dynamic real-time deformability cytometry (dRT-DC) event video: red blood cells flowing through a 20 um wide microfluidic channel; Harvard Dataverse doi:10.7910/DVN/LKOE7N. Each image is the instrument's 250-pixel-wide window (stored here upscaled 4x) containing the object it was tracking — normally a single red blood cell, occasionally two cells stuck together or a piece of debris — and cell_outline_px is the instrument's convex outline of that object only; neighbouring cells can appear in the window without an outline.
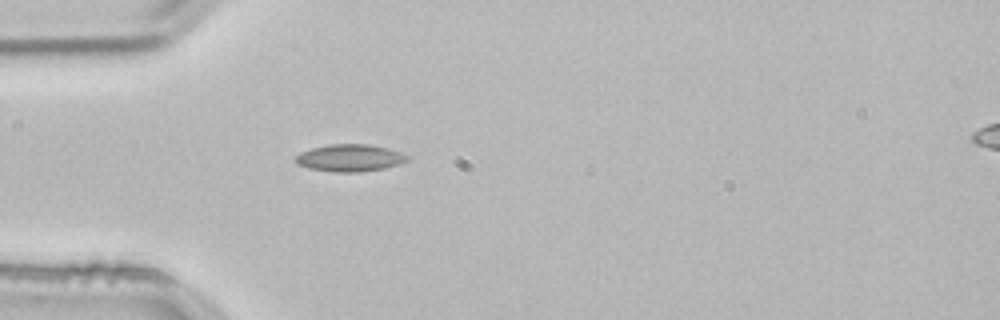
{"species": "common noctule bat (a hibernating species)", "species_latin": "Nyctalus noctula", "temperature_condition": "room temperature", "stored_images_in_passage": 39, "camera_frame_rate_fps": 3000, "um_per_image_px": 0.085, "animal": {"sex": "male", "body_mass_g": 21.5, "forearm_length_mm": 52.0}, "frame": {"image": 1, "passage_image": 1, "time_ms": 0.0, "image_size_px": [1000, 320], "cell_outline_px": [[408, 160], [384, 168], [360, 172], [336, 172], [308, 168], [296, 164], [296, 156], [300, 152], [312, 148], [328, 144], [368, 144], [388, 148], [400, 152], [408, 156]], "centroid_in_image_um": [29.7, 13.42], "position_along_channel_um": 55.3, "area_um2": 17.57}}
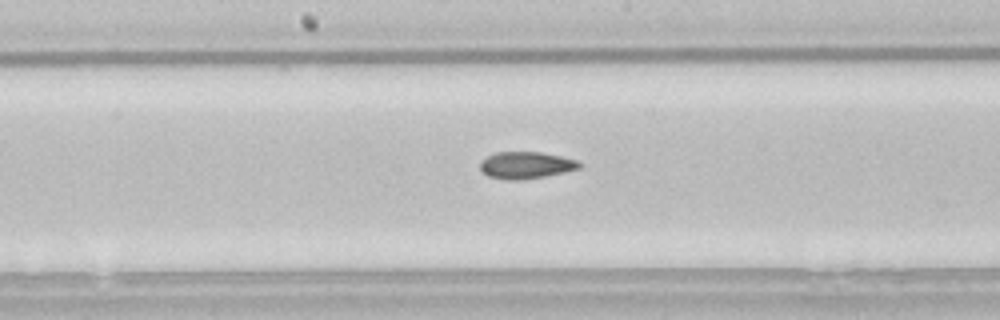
{"frame": {"image": 2, "passage_image": 13, "time_ms": 4.0, "image_size_px": [1000, 320], "cell_outline_px": [[584, 164], [580, 168], [564, 172], [544, 176], [520, 180], [512, 180], [488, 176], [480, 168], [480, 160], [496, 152], [540, 152], [560, 156], [576, 160]], "centroid_in_image_um": [44.72, 14.03], "position_along_channel_um": 203.5, "area_um2": 15.43}}
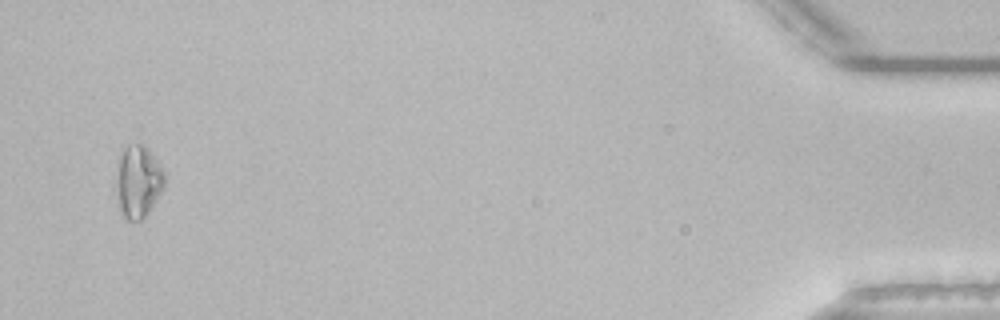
{"frame": {"image": 3, "passage_image": 37, "time_ms": 12.0, "image_size_px": [1000, 320], "cell_outline_px": [[164, 184], [156, 200], [148, 212], [140, 220], [124, 220], [120, 208], [116, 184], [120, 148], [128, 144], [144, 144], [148, 148], [164, 172]], "centroid_in_image_um": [11.72, 15.39], "position_along_channel_um": 423.5, "area_um2": 20.17}, "authors_computed_cell_mechanics": {"area_um2": 15.895, "velocity_mm_per_s": 3.8352, "shape_relaxation_time_tau1_ms": null, "shape_relaxation_time_tau2_ms": 6.7977, "deformation_change_tau1": null, "deformation_change_tau2": 0.1335}}